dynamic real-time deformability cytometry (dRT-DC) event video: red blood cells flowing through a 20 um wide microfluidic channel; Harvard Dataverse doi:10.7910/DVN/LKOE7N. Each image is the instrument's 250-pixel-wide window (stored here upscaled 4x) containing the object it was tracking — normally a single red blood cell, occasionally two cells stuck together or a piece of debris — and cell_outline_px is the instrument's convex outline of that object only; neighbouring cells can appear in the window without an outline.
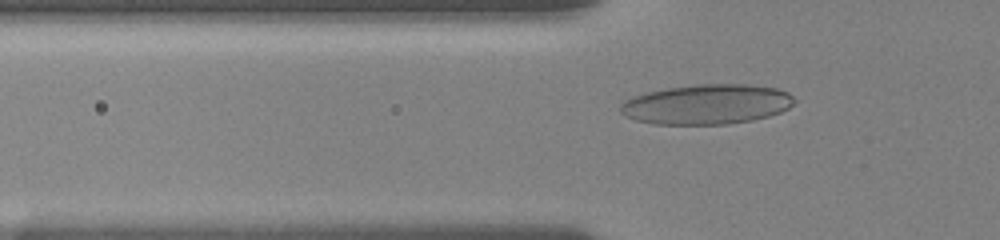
{"species": "human", "species_latin": "Homo sapiens", "temperature_condition": "room temperature", "stored_images_in_passage": 24, "camera_frame_rate_fps": 3000, "um_per_image_px": 0.085, "donor": {"sex": "female"}, "frame": {"image": 1, "passage_image": 14, "time_ms": 5.667, "image_size_px": [1000, 240], "cell_outline_px": [[796, 100], [788, 108], [780, 112], [768, 116], [752, 120], [728, 124], [652, 124], [636, 120], [624, 116], [620, 112], [620, 104], [624, 100], [632, 96], [648, 92], [668, 88], [696, 84], [744, 84], [776, 88], [788, 92]], "centroid_in_image_um": [60.05, 8.87], "position_along_channel_um": 65.8, "area_um2": 40.52}}
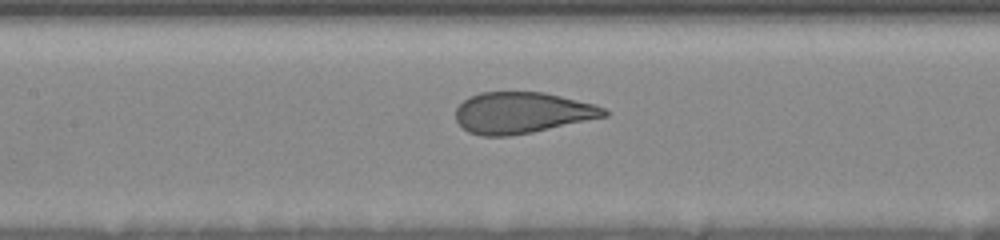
{"frame": {"image": 2, "passage_image": 21, "time_ms": 8.333, "image_size_px": [1000, 240], "cell_outline_px": [[608, 116], [532, 132], [508, 136], [480, 136], [468, 132], [456, 120], [456, 108], [468, 96], [480, 92], [544, 92], [596, 104], [604, 108], [608, 112]], "centroid_in_image_um": [44.37, 9.58], "position_along_channel_um": 163.0, "area_um2": 35.72}}
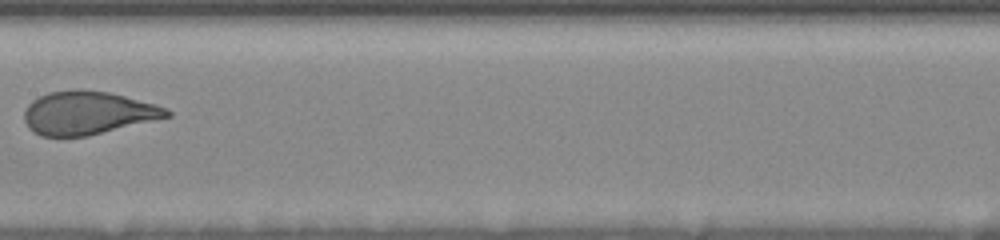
{"frame": {"image": 3, "passage_image": 23, "time_ms": 9.333, "image_size_px": [1000, 240], "cell_outline_px": [[172, 116], [88, 136], [40, 136], [28, 128], [24, 120], [24, 108], [32, 100], [48, 92], [76, 88], [80, 88], [108, 92], [156, 104], [168, 108], [172, 112]], "centroid_in_image_um": [7.45, 9.59], "position_along_channel_um": 200.0, "area_um2": 36.24}}